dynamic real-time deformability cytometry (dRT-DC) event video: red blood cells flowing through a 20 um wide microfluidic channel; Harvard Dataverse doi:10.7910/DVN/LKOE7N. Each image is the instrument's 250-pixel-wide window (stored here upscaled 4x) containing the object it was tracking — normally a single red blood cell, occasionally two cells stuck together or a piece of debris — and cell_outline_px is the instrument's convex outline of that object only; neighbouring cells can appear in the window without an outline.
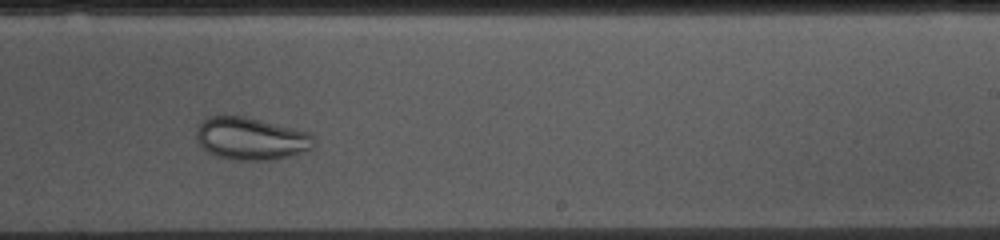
{"species": "common noctule bat (a hibernating species)", "species_latin": "Nyctalus noctula", "temperature_condition": "cold", "stored_images_in_passage": 41, "camera_frame_rate_fps": 3000, "um_per_image_px": 0.085, "animal": {"sex": "female", "body_mass_g": 10.0, "forearm_length_mm": 53.1}, "frame": {"image": 1, "passage_image": 29, "time_ms": 9.333, "image_size_px": [1000, 240], "cell_outline_px": [[312, 148], [276, 160], [232, 160], [216, 156], [200, 148], [196, 140], [196, 128], [208, 116], [244, 116], [308, 132], [312, 136]], "centroid_in_image_um": [21.25, 11.8], "position_along_channel_um": 267.8, "area_um2": 28.96}}
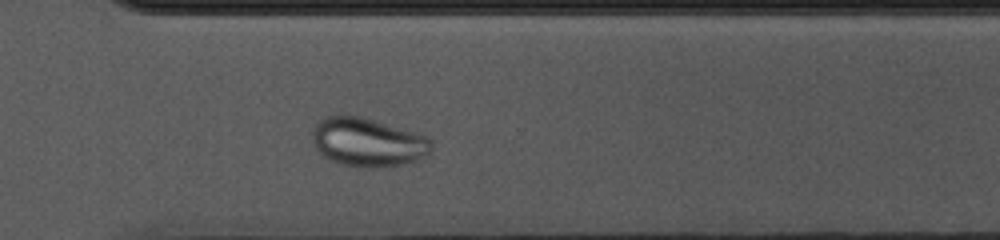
{"frame": {"image": 2, "passage_image": 35, "time_ms": 11.333, "image_size_px": [1000, 240], "cell_outline_px": [[432, 152], [424, 156], [404, 164], [368, 168], [344, 164], [332, 160], [324, 156], [316, 148], [312, 140], [312, 128], [320, 120], [328, 116], [344, 112], [360, 116], [416, 132], [428, 136], [432, 140]], "centroid_in_image_um": [31.26, 12.05], "position_along_channel_um": 339.3, "area_um2": 33.99}}
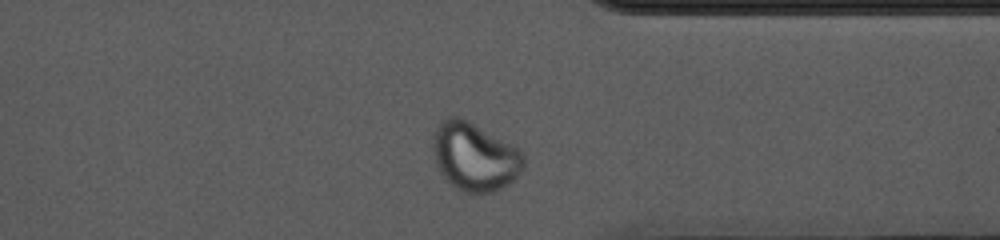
{"frame": {"image": 3, "passage_image": 38, "time_ms": 12.333, "image_size_px": [1000, 240], "cell_outline_px": [[524, 164], [520, 172], [508, 184], [496, 192], [464, 192], [456, 188], [440, 172], [436, 164], [432, 148], [432, 136], [436, 128], [444, 116], [460, 116], [468, 120], [516, 148], [524, 156]], "centroid_in_image_um": [40.29, 13.3], "position_along_channel_um": 371.1, "area_um2": 35.78}}